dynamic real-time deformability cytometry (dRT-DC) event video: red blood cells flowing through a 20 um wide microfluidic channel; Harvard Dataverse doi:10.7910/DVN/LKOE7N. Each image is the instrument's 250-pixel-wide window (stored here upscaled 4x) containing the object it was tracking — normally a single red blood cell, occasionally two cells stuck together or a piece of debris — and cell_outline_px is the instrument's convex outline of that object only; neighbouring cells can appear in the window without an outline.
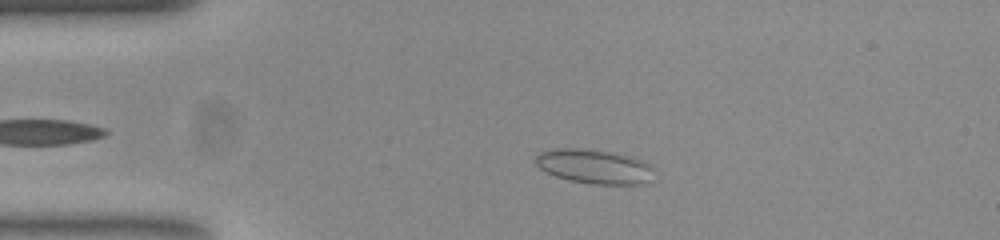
{"species": "common noctule bat (a hibernating species)", "species_latin": "Nyctalus noctula", "temperature_condition": "room temperature", "stored_images_in_passage": 46, "camera_frame_rate_fps": 3000, "um_per_image_px": 0.085, "animal": {"sex": "female", "body_mass_g": 23.0, "forearm_length_mm": 53.4}, "frame": {"image": 1, "passage_image": 4, "time_ms": 1.0, "image_size_px": [1000, 240], "cell_outline_px": [[656, 168], [640, 184], [596, 184], [572, 180], [556, 176], [540, 168], [536, 164], [536, 156], [540, 152], [552, 148], [576, 148], [616, 152], [632, 156], [652, 164]], "centroid_in_image_um": [50.51, 14.12], "position_along_channel_um": 34.5, "area_um2": 23.47}}
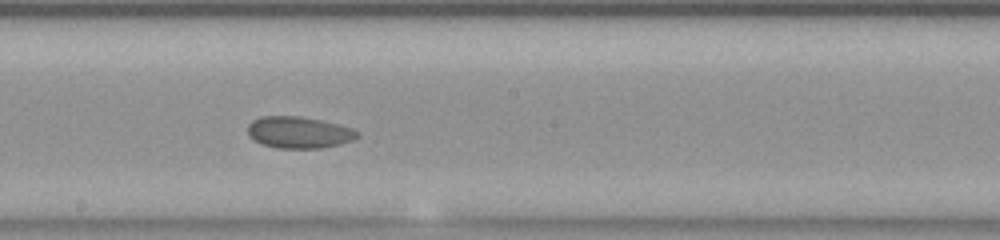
{"frame": {"image": 2, "passage_image": 22, "time_ms": 7.0, "image_size_px": [1000, 240], "cell_outline_px": [[360, 136], [352, 140], [340, 144], [320, 148], [276, 148], [260, 144], [248, 136], [248, 124], [252, 120], [260, 116], [300, 116], [320, 120], [352, 128], [360, 132]], "centroid_in_image_um": [25.38, 11.25], "position_along_channel_um": 222.8, "area_um2": 20.35}}
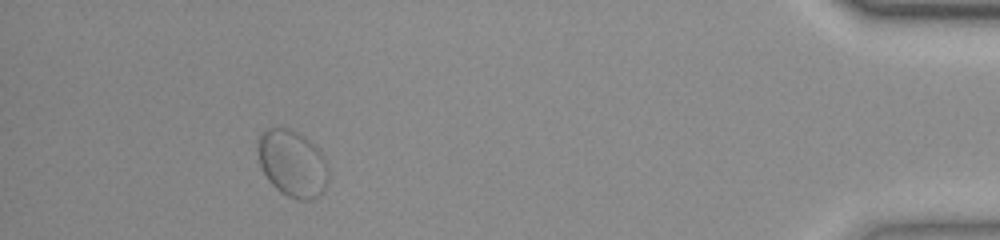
{"frame": {"image": 3, "passage_image": 42, "time_ms": 13.667, "image_size_px": [1000, 240], "cell_outline_px": [[328, 184], [324, 192], [320, 196], [312, 200], [300, 200], [288, 196], [280, 192], [268, 180], [260, 164], [256, 148], [256, 136], [260, 132], [268, 128], [292, 128], [300, 132], [320, 148], [328, 164]], "centroid_in_image_um": [24.87, 13.86], "position_along_channel_um": 410.3, "area_um2": 28.44}}